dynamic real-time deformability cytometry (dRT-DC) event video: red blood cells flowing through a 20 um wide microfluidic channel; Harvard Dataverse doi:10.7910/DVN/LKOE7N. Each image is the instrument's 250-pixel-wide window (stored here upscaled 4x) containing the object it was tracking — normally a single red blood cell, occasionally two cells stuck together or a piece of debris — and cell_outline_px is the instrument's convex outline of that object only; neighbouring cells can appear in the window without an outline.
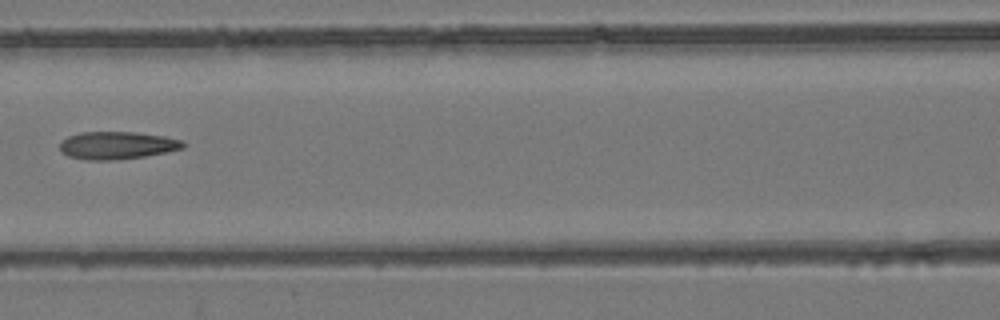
{"species": "common noctule bat (a hibernating species)", "species_latin": "Nyctalus noctula", "temperature_condition": "room temperature", "stored_images_in_passage": 5, "camera_frame_rate_fps": 3000, "um_per_image_px": 0.085, "animal": {"sex": "female", "body_mass_g": 24.6, "forearm_length_mm": 56.2}, "frame": {"image": 1, "passage_image": 4, "time_ms": 4.333, "image_size_px": [1000, 320], "cell_outline_px": [[188, 144], [184, 148], [144, 156], [112, 160], [88, 160], [68, 156], [60, 148], [60, 144], [68, 136], [80, 132], [136, 132], [164, 136], [184, 140]], "centroid_in_image_um": [10.0, 12.34], "position_along_channel_um": 156.6, "area_um2": 19.77}}
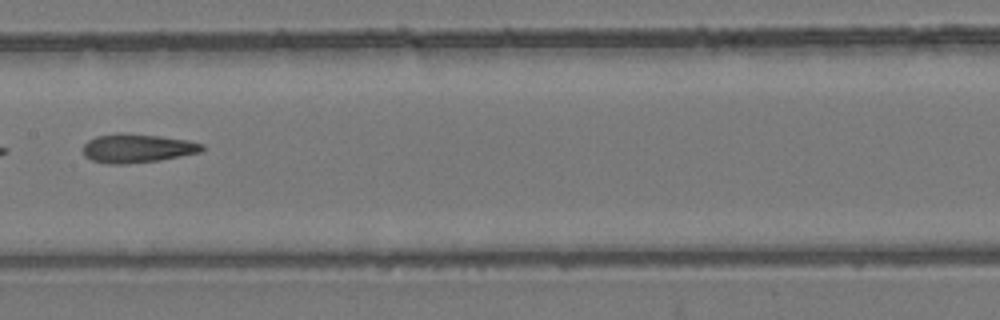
{"frame": {"image": 2, "passage_image": 5, "time_ms": 5.333, "image_size_px": [1000, 320], "cell_outline_px": [[204, 148], [200, 152], [160, 160], [124, 164], [108, 164], [92, 160], [84, 156], [80, 148], [88, 140], [96, 136], [116, 132], [124, 132], [160, 136], [188, 140], [204, 144]], "centroid_in_image_um": [11.61, 12.59], "position_along_channel_um": 195.8, "area_um2": 20.29}}